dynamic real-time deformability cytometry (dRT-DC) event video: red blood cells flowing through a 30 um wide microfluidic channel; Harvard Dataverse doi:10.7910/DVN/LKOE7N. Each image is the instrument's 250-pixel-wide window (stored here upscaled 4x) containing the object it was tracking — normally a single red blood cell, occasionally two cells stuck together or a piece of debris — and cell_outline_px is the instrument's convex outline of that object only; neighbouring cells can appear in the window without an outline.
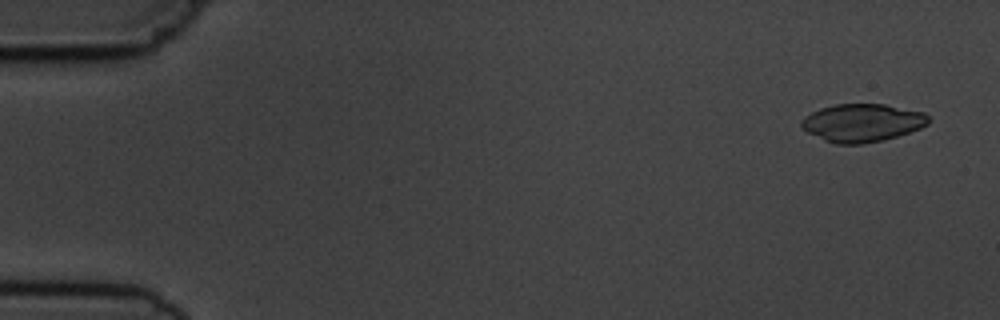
{"species": "common noctule bat (a hibernating species)", "species_latin": "Nyctalus noctula", "temperature_condition": "cold", "stored_images_in_passage": 6, "camera_frame_rate_fps": 3000, "um_per_image_px": 0.085, "animal": {"sex": "male", "body_mass_g": 19.5, "forearm_length_mm": 54.6}, "frame": {"image": 1, "passage_image": 1, "time_ms": 0.0, "image_size_px": [1000, 320], "cell_outline_px": [[928, 124], [920, 128], [884, 140], [864, 144], [836, 144], [824, 140], [808, 132], [800, 124], [800, 120], [804, 116], [820, 108], [836, 104], [884, 104], [924, 112], [928, 116]], "centroid_in_image_um": [73.27, 10.44], "position_along_channel_um": 11.7, "area_um2": 28.03}}